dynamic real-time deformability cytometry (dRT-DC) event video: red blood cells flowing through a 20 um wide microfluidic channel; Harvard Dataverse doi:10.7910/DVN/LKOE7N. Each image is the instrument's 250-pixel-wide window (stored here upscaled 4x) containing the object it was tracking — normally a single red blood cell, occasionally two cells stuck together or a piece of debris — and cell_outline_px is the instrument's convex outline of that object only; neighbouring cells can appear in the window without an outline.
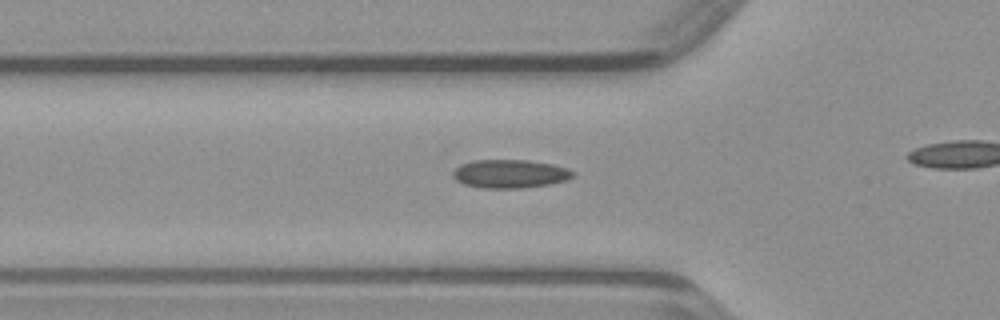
{"species": "common noctule bat (a hibernating species)", "species_latin": "Nyctalus noctula", "temperature_condition": "warm", "stored_images_in_passage": 30, "camera_frame_rate_fps": 3000, "um_per_image_px": 0.085, "animal": {"sex": "male", "body_mass_g": 23.1, "forearm_length_mm": 52.7}, "frame": {"image": 1, "passage_image": 8, "time_ms": 2.333, "image_size_px": [1000, 320], "cell_outline_px": [[576, 172], [568, 180], [548, 184], [524, 188], [480, 188], [464, 184], [456, 180], [452, 176], [452, 172], [460, 164], [476, 160], [528, 160], [552, 164], [568, 168]], "centroid_in_image_um": [43.35, 14.77], "position_along_channel_um": 82.5, "area_um2": 20.0}}
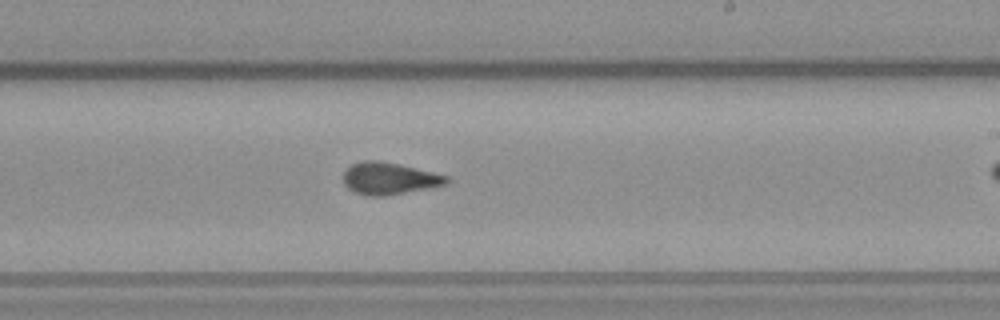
{"frame": {"image": 2, "passage_image": 20, "time_ms": 6.333, "image_size_px": [1000, 320], "cell_outline_px": [[452, 180], [448, 184], [428, 188], [384, 196], [368, 196], [356, 192], [348, 188], [344, 184], [344, 172], [352, 164], [364, 160], [380, 160], [432, 172], [448, 176]], "centroid_in_image_um": [33.1, 15.17], "position_along_channel_um": 255.9, "area_um2": 19.13}}
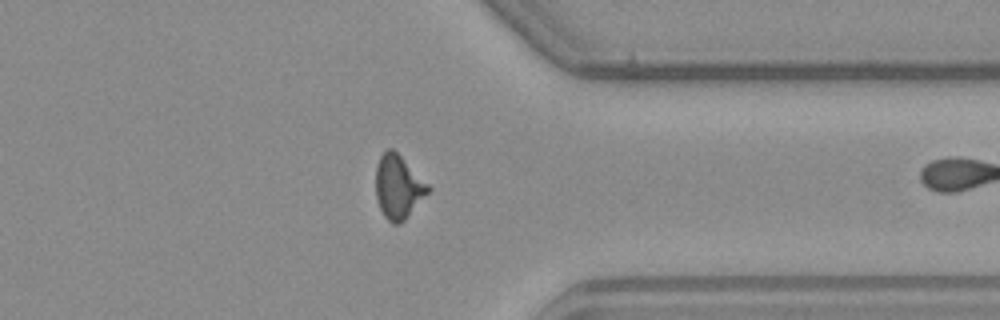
{"frame": {"image": 3, "passage_image": 29, "time_ms": 9.333, "image_size_px": [1000, 320], "cell_outline_px": [[432, 188], [404, 220], [400, 224], [392, 224], [384, 216], [376, 200], [376, 168], [380, 156], [388, 148], [392, 148]], "centroid_in_image_um": [33.83, 15.9], "position_along_channel_um": 377.6, "area_um2": 19.07}}